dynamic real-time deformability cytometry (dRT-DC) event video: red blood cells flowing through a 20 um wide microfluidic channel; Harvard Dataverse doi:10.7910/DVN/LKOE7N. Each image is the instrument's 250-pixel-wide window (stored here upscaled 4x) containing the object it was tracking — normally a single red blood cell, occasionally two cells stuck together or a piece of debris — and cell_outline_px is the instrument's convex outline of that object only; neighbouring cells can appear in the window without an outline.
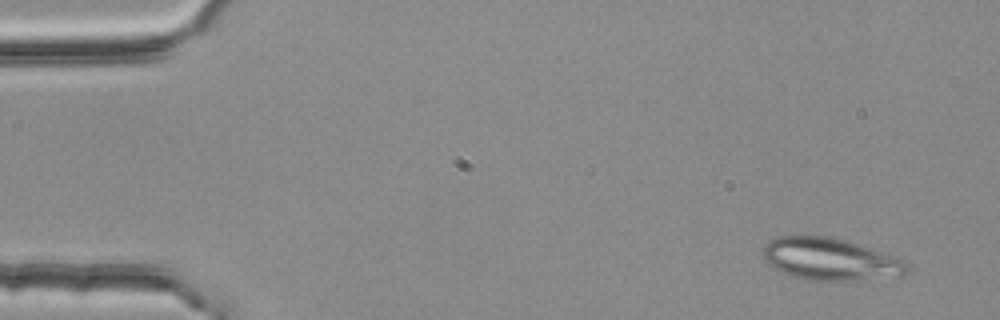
{"species": "common noctule bat (a hibernating species)", "species_latin": "Nyctalus noctula", "temperature_condition": "room temperature", "stored_images_in_passage": 4, "camera_frame_rate_fps": 3000, "um_per_image_px": 0.085, "animal": {"sex": "female", "body_mass_g": 25.1}, "frame": {"image": 1, "passage_image": 1, "time_ms": 0.0, "image_size_px": [1000, 320], "cell_outline_px": [[908, 272], [904, 276], [852, 280], [808, 280], [788, 276], [772, 268], [764, 260], [760, 252], [764, 244], [768, 240], [776, 236], [828, 236], [844, 240], [904, 260], [908, 264]], "centroid_in_image_um": [70.47, 22.04], "position_along_channel_um": 14.5, "area_um2": 35.6}}